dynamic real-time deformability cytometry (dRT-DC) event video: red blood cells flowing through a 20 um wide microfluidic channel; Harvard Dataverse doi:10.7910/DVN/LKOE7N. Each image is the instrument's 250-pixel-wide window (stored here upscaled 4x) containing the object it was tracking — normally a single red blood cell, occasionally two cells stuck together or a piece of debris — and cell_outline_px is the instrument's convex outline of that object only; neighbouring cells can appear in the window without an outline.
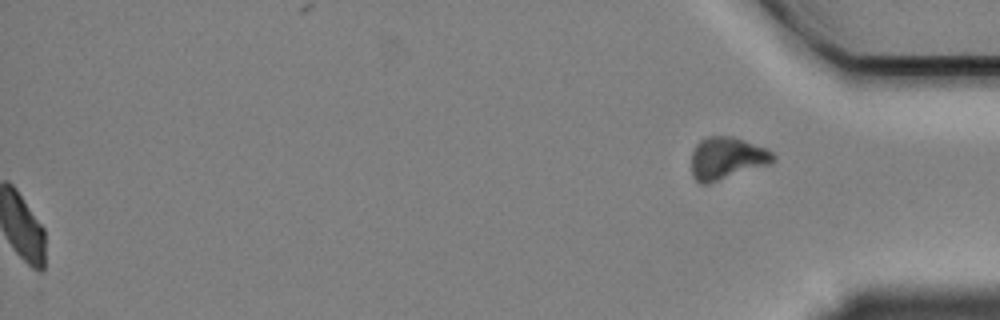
{"species": "Egyptian fruit bat (a non-hibernating species)", "species_latin": "Rousettus aegyptiacus", "temperature_condition": "cold", "stored_images_in_passage": 59, "segment_of_instrument_passage": [2, 2], "camera_frame_rate_fps": 3000, "um_per_image_px": 0.085, "animal": {"sex": "female"}, "frame": {"image": 1, "passage_image": 59, "time_ms": 19.333, "image_size_px": [1000, 320], "cell_outline_px": [[776, 160], [772, 164], [708, 184], [700, 184], [692, 176], [692, 152], [696, 144], [700, 140], [708, 136], [732, 136], [768, 148], [776, 156]], "centroid_in_image_um": [61.81, 13.45], "position_along_channel_um": 373.4, "area_um2": 20.52}}